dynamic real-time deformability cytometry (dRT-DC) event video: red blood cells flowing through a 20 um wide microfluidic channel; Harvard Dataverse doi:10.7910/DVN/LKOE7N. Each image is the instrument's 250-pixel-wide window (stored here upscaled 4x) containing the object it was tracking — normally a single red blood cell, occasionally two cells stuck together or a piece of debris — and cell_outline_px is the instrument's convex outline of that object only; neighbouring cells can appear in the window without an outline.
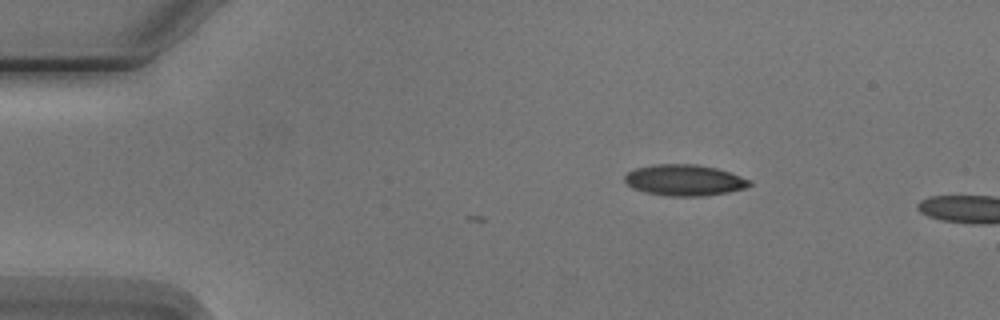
{"species": "Egyptian fruit bat (a non-hibernating species)", "species_latin": "Rousettus aegyptiacus", "temperature_condition": "cold", "stored_images_in_passage": 2, "camera_frame_rate_fps": 3000, "um_per_image_px": 0.085, "animal": {"sex": "male"}, "frame": {"image": 1, "passage_image": 2, "time_ms": 1.0, "image_size_px": [1000, 320], "cell_outline_px": [[752, 184], [744, 188], [728, 192], [704, 196], [668, 196], [644, 192], [632, 188], [624, 180], [624, 176], [628, 172], [636, 168], [656, 164], [696, 164], [716, 168], [752, 180]], "centroid_in_image_um": [58.17, 15.32], "position_along_channel_um": 26.8, "area_um2": 22.6}}